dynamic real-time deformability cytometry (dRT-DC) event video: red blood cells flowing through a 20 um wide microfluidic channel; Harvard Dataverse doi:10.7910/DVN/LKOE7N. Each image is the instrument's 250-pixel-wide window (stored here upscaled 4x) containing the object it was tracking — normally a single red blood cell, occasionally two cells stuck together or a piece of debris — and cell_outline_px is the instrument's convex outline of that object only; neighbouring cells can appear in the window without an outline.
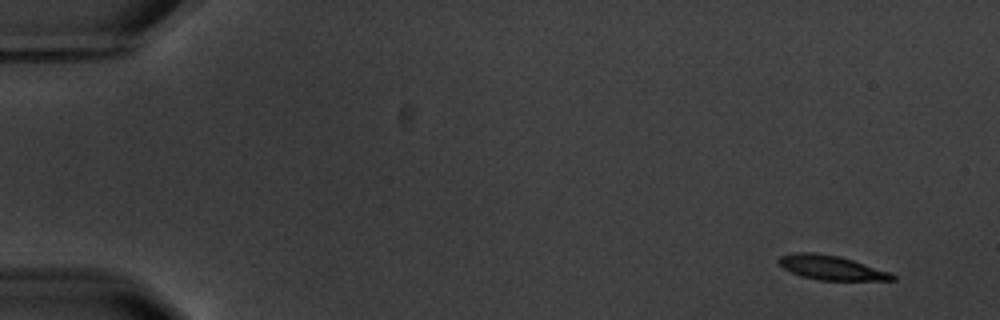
{"species": "common noctule bat (a hibernating species)", "species_latin": "Nyctalus noctula", "temperature_condition": "warm", "stored_images_in_passage": 5, "camera_frame_rate_fps": 3000, "um_per_image_px": 0.085, "animal": {"sex": "male", "body_mass_g": 20.1, "forearm_length_mm": 53.5}, "frame": {"image": 1, "passage_image": 1, "time_ms": 0.0, "image_size_px": [1000, 320], "cell_outline_px": [[896, 280], [820, 280], [800, 276], [784, 268], [776, 260], [780, 256], [800, 252], [812, 252], [840, 256], [888, 272], [896, 276]], "centroid_in_image_um": [70.62, 22.75], "position_along_channel_um": 14.4, "area_um2": 15.84}}
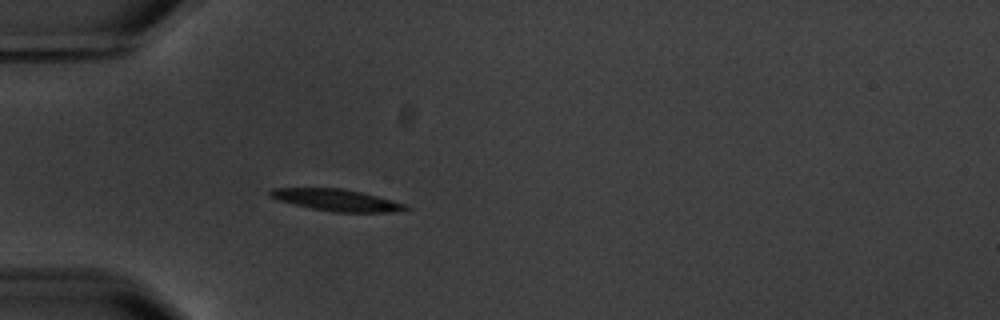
{"frame": {"image": 2, "passage_image": 5, "time_ms": 4.667, "image_size_px": [1000, 320], "cell_outline_px": [[412, 208], [400, 212], [332, 212], [312, 208], [276, 200], [268, 196], [268, 192], [272, 188], [344, 188], [408, 204]], "centroid_in_image_um": [28.64, 17.01], "position_along_channel_um": 56.4, "area_um2": 17.34}}